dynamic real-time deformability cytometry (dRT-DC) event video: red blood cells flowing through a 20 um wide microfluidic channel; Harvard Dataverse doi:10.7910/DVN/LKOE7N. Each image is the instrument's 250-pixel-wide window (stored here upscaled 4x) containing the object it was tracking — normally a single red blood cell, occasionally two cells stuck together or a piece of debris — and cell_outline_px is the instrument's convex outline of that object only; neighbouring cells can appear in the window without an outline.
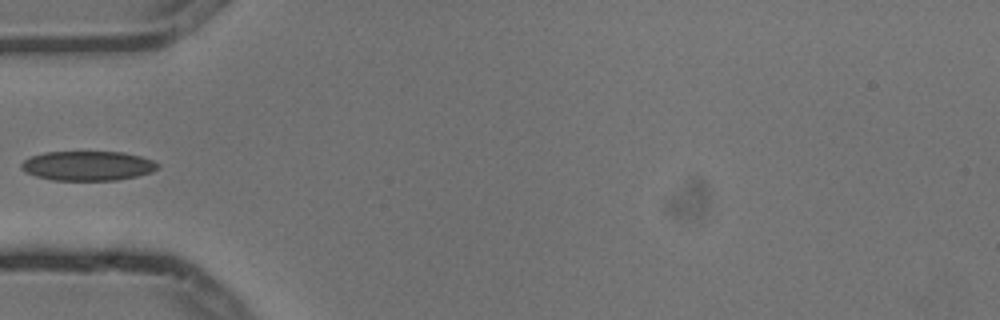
{"species": "common noctule bat (a hibernating species)", "species_latin": "Nyctalus noctula", "temperature_condition": "cold", "stored_images_in_passage": 1, "camera_frame_rate_fps": 3000, "um_per_image_px": 0.085, "animal": {"sex": "male", "body_mass_g": 13.3}, "frame": {"image": 1, "passage_image": 1, "time_ms": 0.0, "image_size_px": [1000, 320], "cell_outline_px": [[160, 164], [152, 172], [136, 176], [116, 180], [52, 180], [36, 176], [24, 172], [20, 168], [20, 164], [24, 160], [32, 156], [44, 152], [124, 152], [140, 156], [152, 160]], "centroid_in_image_um": [7.43, 14.09], "position_along_channel_um": 77.6, "area_um2": 23.47}}